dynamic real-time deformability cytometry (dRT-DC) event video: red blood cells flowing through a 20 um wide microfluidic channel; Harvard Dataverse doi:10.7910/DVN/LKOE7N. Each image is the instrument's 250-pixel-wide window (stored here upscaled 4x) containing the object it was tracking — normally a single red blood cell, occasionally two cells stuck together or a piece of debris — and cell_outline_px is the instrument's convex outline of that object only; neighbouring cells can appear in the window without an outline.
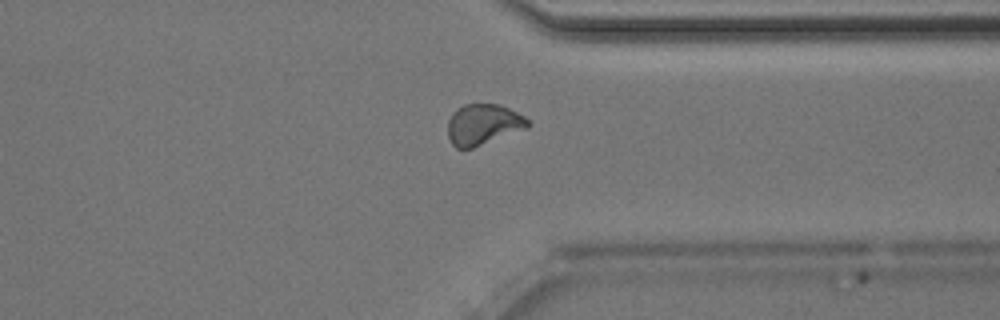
{"species": "Egyptian fruit bat (a non-hibernating species)", "species_latin": "Rousettus aegyptiacus", "temperature_condition": "room temperature", "stored_images_in_passage": 45, "camera_frame_rate_fps": 3000, "um_per_image_px": 0.085, "animal": {"sex": "male"}, "frame": {"image": 1, "passage_image": 39, "time_ms": 12.667, "image_size_px": [1000, 320], "cell_outline_px": [[532, 124], [528, 128], [472, 148], [456, 148], [452, 144], [448, 136], [448, 120], [452, 112], [456, 108], [464, 104], [500, 104], [532, 120]], "centroid_in_image_um": [41.09, 10.57], "position_along_channel_um": 370.3, "area_um2": 19.25}}